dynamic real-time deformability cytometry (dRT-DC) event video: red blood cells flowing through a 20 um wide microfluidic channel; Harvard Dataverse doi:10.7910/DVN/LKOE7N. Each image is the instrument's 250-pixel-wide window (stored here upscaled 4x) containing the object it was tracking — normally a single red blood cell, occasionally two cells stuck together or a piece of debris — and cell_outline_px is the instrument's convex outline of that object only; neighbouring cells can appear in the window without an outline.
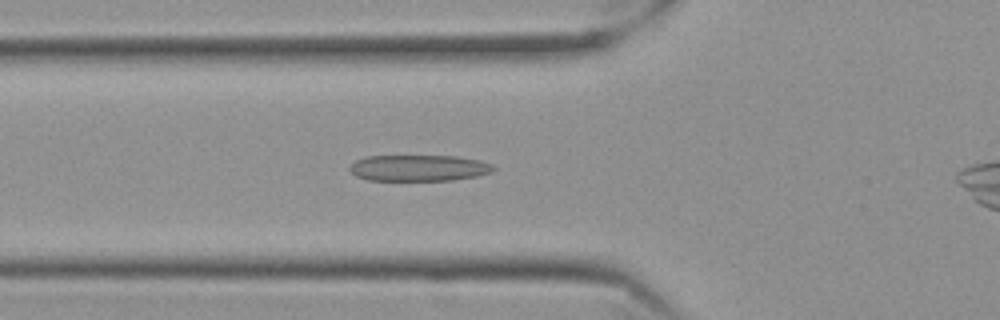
{"species": "Egyptian fruit bat (a non-hibernating species)", "species_latin": "Rousettus aegyptiacus", "temperature_condition": "cold", "stored_images_in_passage": 37, "camera_frame_rate_fps": 3000, "um_per_image_px": 0.085, "frame": {"image": 1, "passage_image": 6, "time_ms": 1.667, "image_size_px": [1000, 320], "cell_outline_px": [[496, 168], [492, 172], [476, 176], [452, 180], [368, 180], [356, 176], [348, 168], [356, 160], [368, 156], [456, 156], [480, 160], [492, 164]], "centroid_in_image_um": [35.62, 14.27], "position_along_channel_um": 90.2, "area_um2": 21.91}}
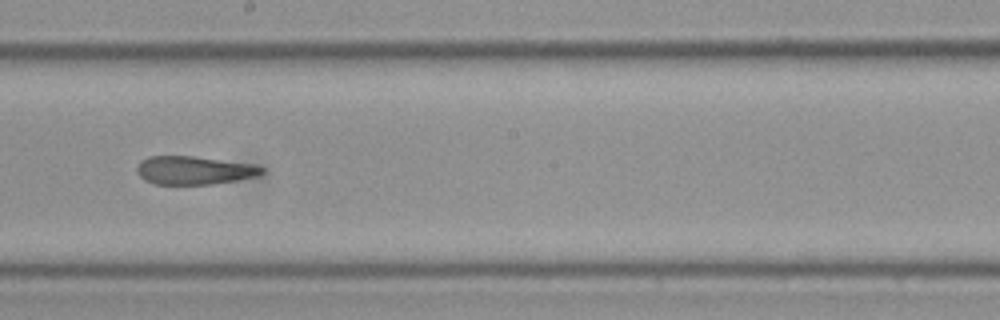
{"frame": {"image": 2, "passage_image": 18, "time_ms": 5.667, "image_size_px": [1000, 320], "cell_outline_px": [[264, 172], [256, 176], [236, 180], [212, 184], [152, 184], [144, 180], [136, 172], [136, 168], [140, 160], [148, 156], [192, 156], [252, 164], [264, 168]], "centroid_in_image_um": [16.44, 14.48], "position_along_channel_um": 231.8, "area_um2": 20.58}}
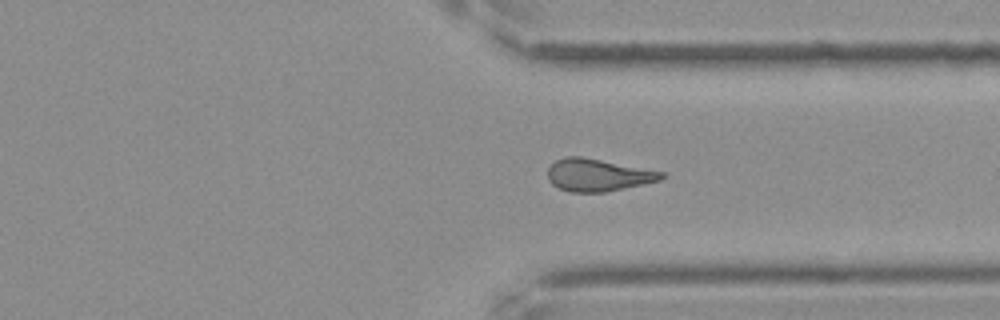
{"frame": {"image": 3, "passage_image": 29, "time_ms": 9.333, "image_size_px": [1000, 320], "cell_outline_px": [[668, 176], [660, 180], [604, 192], [572, 192], [560, 188], [552, 184], [548, 180], [548, 168], [556, 160], [564, 156], [584, 156], [664, 172]], "centroid_in_image_um": [50.82, 14.86], "position_along_channel_um": 360.6, "area_um2": 21.44}}